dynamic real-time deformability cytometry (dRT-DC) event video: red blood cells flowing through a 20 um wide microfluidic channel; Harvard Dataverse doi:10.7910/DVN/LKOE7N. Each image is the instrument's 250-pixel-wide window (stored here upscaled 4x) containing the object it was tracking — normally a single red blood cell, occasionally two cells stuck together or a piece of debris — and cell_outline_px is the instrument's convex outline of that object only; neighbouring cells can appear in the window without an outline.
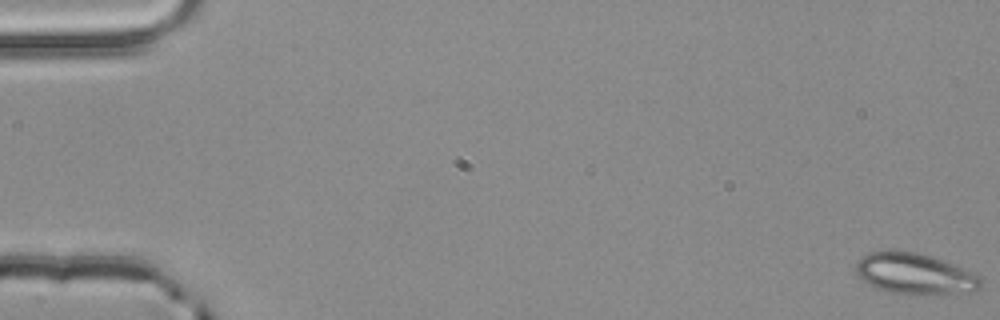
{"species": "common noctule bat (a hibernating species)", "species_latin": "Nyctalus noctula", "temperature_condition": "room temperature", "stored_images_in_passage": 55, "camera_frame_rate_fps": 3000, "um_per_image_px": 0.085, "animal": {"sex": "male", "body_mass_g": 20.4}, "frame": {"image": 1, "passage_image": 1, "time_ms": 0.0, "image_size_px": [1000, 320], "cell_outline_px": [[980, 288], [976, 292], [892, 292], [876, 288], [856, 276], [856, 260], [860, 256], [872, 252], [916, 252], [932, 256], [980, 276]], "centroid_in_image_um": [77.7, 23.24], "position_along_channel_um": 7.3, "area_um2": 28.67}}
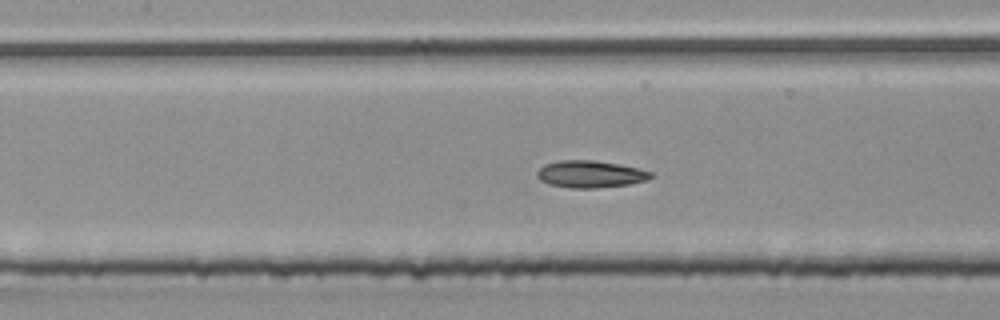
{"frame": {"image": 2, "passage_image": 26, "time_ms": 8.333, "image_size_px": [1000, 320], "cell_outline_px": [[656, 176], [648, 180], [628, 184], [596, 188], [568, 188], [548, 184], [540, 180], [536, 176], [536, 172], [544, 164], [560, 160], [596, 160], [620, 164], [652, 172]], "centroid_in_image_um": [50.17, 14.8], "position_along_channel_um": 157.2, "area_um2": 18.15}}
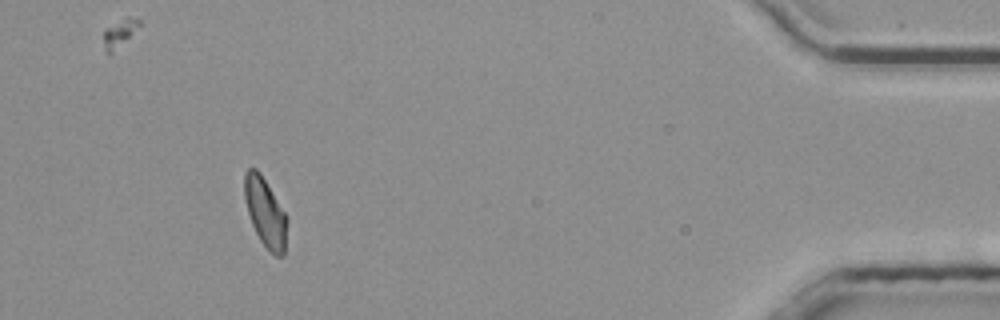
{"frame": {"image": 3, "passage_image": 51, "time_ms": 16.667, "image_size_px": [1000, 320], "cell_outline_px": [[288, 220], [284, 256], [276, 256], [260, 240], [252, 224], [248, 212], [244, 196], [244, 172], [248, 168], [256, 168], [260, 172], [288, 216]], "centroid_in_image_um": [22.57, 18.03], "position_along_channel_um": 412.6, "area_um2": 17.17}, "authors_computed_cell_mechanics": {"area_um2": 17.629, "velocity_mm_per_s": 3.8491, "shape_relaxation_time_tau1_ms": 7.7292, "shape_relaxation_time_tau2_ms": 1.8467, "deformation_change_tau1": 0.1574, "deformation_change_tau2": 0.0791}}